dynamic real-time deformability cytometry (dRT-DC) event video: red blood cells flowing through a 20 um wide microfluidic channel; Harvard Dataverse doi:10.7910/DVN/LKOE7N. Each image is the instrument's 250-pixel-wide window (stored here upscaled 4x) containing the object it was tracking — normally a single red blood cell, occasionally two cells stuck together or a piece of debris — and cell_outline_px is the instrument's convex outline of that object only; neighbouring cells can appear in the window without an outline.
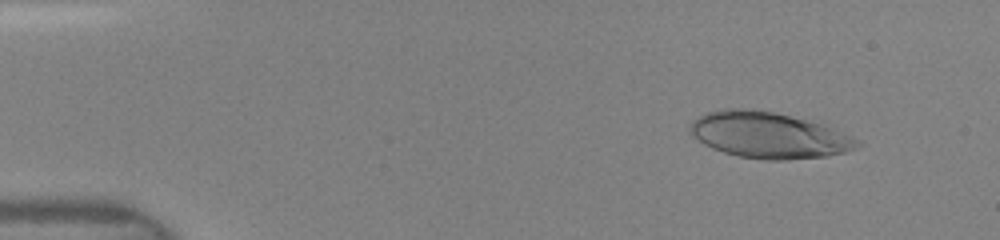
{"species": "human", "species_latin": "Homo sapiens", "temperature_condition": "room temperature", "stored_images_in_passage": 21, "camera_frame_rate_fps": 3000, "um_per_image_px": 0.085, "donor": {"sex": "female"}, "frame": {"image": 1, "passage_image": 3, "time_ms": 1.0, "image_size_px": [1000, 240], "cell_outline_px": [[864, 144], [860, 148], [828, 156], [788, 160], [764, 160], [740, 156], [724, 152], [712, 148], [704, 144], [692, 136], [688, 132], [688, 128], [692, 120], [708, 112], [724, 108], [752, 108], [772, 112], [820, 124], [852, 136], [860, 140]], "centroid_in_image_um": [65.33, 11.5], "position_along_channel_um": 19.7, "area_um2": 44.91}}
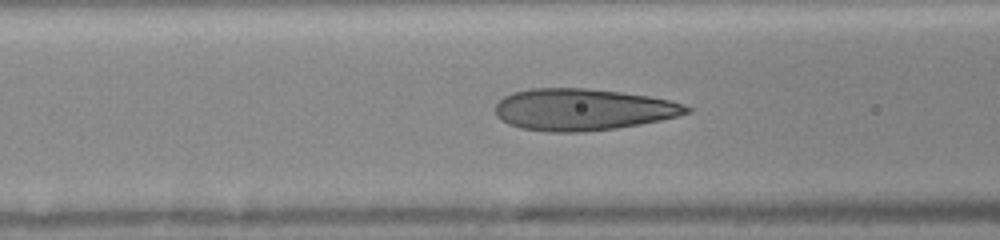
{"frame": {"image": 2, "passage_image": 15, "time_ms": 5.667, "image_size_px": [1000, 240], "cell_outline_px": [[692, 112], [660, 120], [640, 124], [616, 128], [584, 132], [548, 132], [520, 128], [508, 124], [500, 120], [496, 116], [496, 104], [504, 96], [512, 92], [528, 88], [584, 88], [620, 92], [648, 96], [668, 100], [684, 104], [692, 108]], "centroid_in_image_um": [49.5, 9.31], "position_along_channel_um": 117.1, "area_um2": 46.64}}
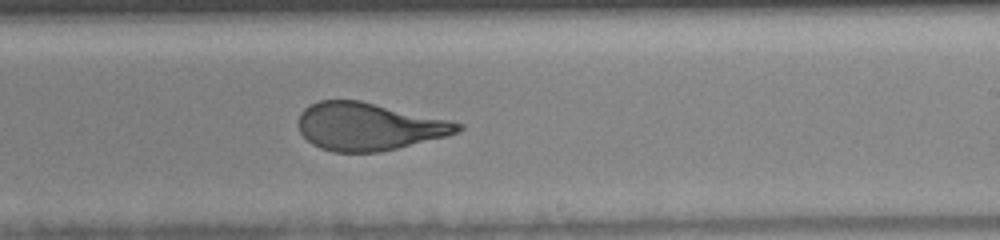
{"frame": {"image": 3, "passage_image": 21, "time_ms": 9.0, "image_size_px": [1000, 240], "cell_outline_px": [[464, 128], [460, 132], [448, 136], [380, 152], [332, 152], [320, 148], [312, 144], [300, 132], [300, 112], [304, 108], [320, 100], [360, 100], [452, 120], [464, 124]], "centroid_in_image_um": [31.4, 10.75], "position_along_channel_um": 257.6, "area_um2": 44.45}}